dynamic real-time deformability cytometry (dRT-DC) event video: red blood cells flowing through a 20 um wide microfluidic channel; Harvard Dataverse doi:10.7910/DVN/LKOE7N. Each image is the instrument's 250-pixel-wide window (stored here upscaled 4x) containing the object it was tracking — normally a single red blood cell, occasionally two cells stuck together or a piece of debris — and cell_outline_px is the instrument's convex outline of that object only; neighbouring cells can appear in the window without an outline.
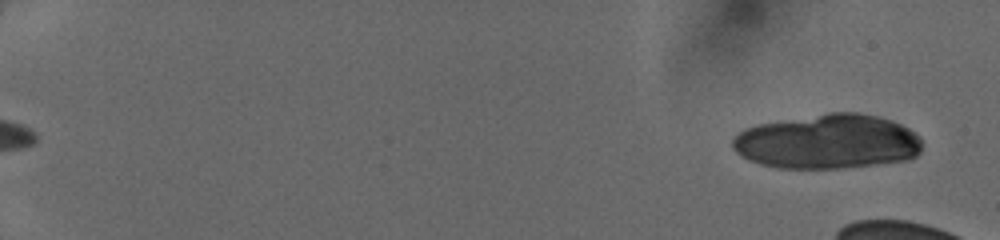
{"species": "human", "species_latin": "Homo sapiens", "temperature_condition": "cold", "stored_images_in_passage": 14, "camera_frame_rate_fps": 3000, "um_per_image_px": 0.085, "donor": {"sex": "female"}, "frame": {"image": 1, "passage_image": 2, "time_ms": 0.333, "image_size_px": [1000, 240], "cell_outline_px": [[920, 152], [916, 156], [908, 160], [840, 168], [776, 168], [760, 164], [748, 160], [740, 156], [732, 148], [732, 140], [736, 132], [744, 128], [756, 124], [828, 112], [860, 112], [892, 120], [908, 128], [920, 136]], "centroid_in_image_um": [70.29, 12.03], "position_along_channel_um": 14.7, "area_um2": 60.75}}